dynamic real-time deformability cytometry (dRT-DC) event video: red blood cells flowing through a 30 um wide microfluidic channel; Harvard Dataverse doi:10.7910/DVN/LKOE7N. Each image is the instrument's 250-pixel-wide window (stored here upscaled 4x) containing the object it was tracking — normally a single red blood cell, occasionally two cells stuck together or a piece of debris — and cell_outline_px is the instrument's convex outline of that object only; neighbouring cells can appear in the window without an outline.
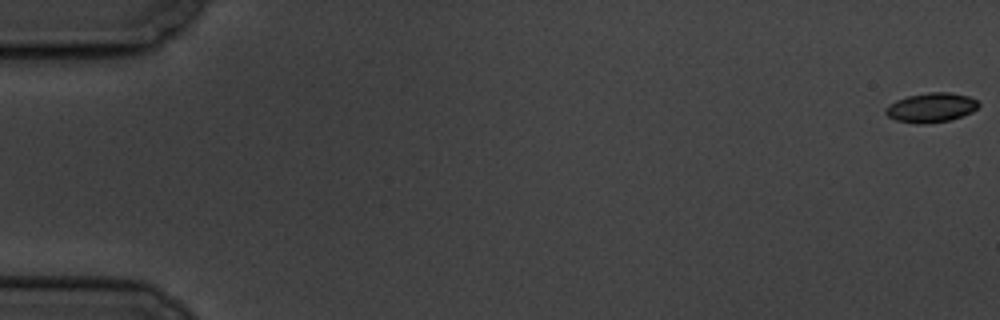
{"species": "common noctule bat (a hibernating species)", "species_latin": "Nyctalus noctula", "temperature_condition": "cold", "stored_images_in_passage": 9, "camera_frame_rate_fps": 3000, "um_per_image_px": 0.085, "animal": {"sex": "male", "body_mass_g": 19.5, "forearm_length_mm": 54.6}, "frame": {"image": 1, "passage_image": 1, "time_ms": 0.0, "image_size_px": [1000, 320], "cell_outline_px": [[980, 104], [972, 112], [948, 120], [924, 124], [916, 124], [896, 120], [888, 116], [884, 112], [884, 108], [888, 104], [896, 100], [908, 96], [928, 92], [948, 92], [968, 96], [976, 100]], "centroid_in_image_um": [79.1, 9.14], "position_along_channel_um": 5.9, "area_um2": 15.9}}
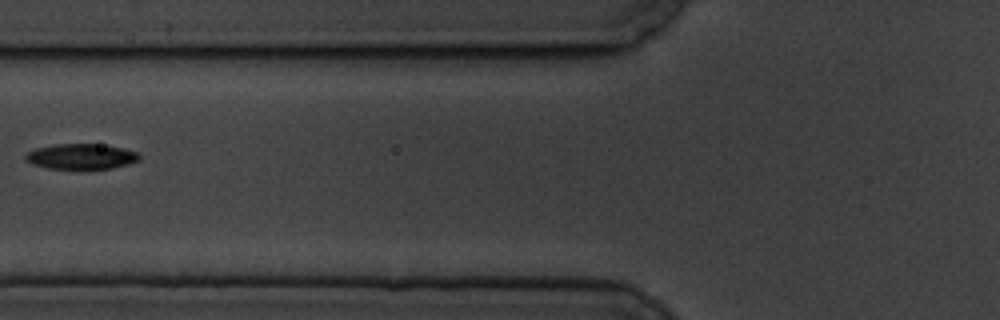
{"frame": {"image": 2, "passage_image": 8, "time_ms": 8.0, "image_size_px": [1000, 320], "cell_outline_px": [[140, 160], [128, 164], [112, 168], [48, 168], [32, 164], [24, 160], [24, 156], [28, 152], [36, 148], [52, 144], [108, 144], [124, 148], [136, 152], [140, 156]], "centroid_in_image_um": [6.9, 13.28], "position_along_channel_um": 118.9, "area_um2": 16.88}}
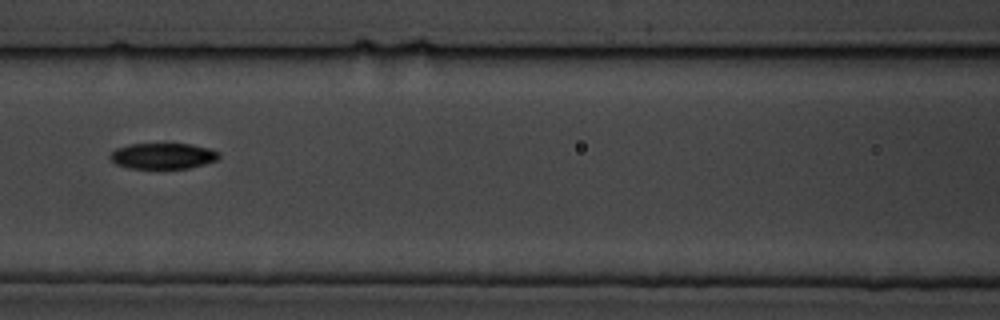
{"frame": {"image": 3, "passage_image": 9, "time_ms": 9.0, "image_size_px": [1000, 320], "cell_outline_px": [[220, 156], [216, 160], [204, 164], [188, 168], [128, 168], [116, 164], [108, 156], [116, 148], [128, 144], [192, 144], [208, 148], [220, 152]], "centroid_in_image_um": [13.84, 13.25], "position_along_channel_um": 152.8, "area_um2": 16.36}}